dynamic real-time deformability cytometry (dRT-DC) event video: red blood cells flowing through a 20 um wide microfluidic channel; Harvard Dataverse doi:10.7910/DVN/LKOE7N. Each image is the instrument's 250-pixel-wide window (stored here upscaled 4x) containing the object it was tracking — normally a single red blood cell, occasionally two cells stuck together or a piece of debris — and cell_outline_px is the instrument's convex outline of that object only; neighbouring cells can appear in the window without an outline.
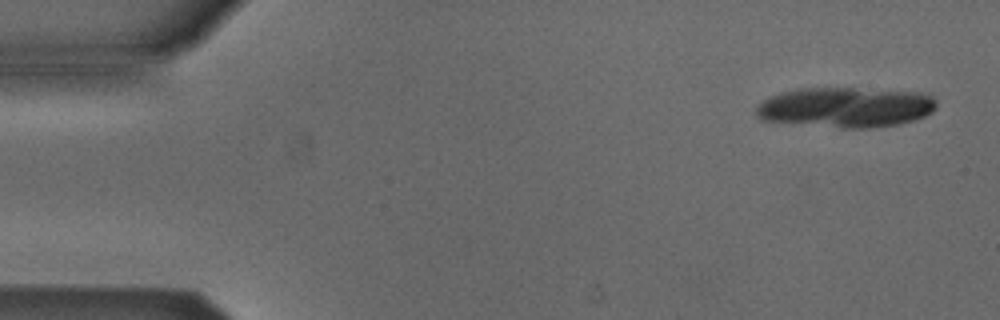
{"species": "Egyptian fruit bat (a non-hibernating species)", "species_latin": "Rousettus aegyptiacus", "temperature_condition": "cold", "stored_images_in_passage": 5, "camera_frame_rate_fps": 3000, "um_per_image_px": 0.085, "animal": {"sex": "male"}, "frame": {"image": 1, "passage_image": 1, "time_ms": 0.0, "image_size_px": [1000, 320], "cell_outline_px": [[936, 108], [932, 112], [916, 120], [900, 124], [868, 128], [840, 128], [760, 120], [756, 116], [756, 104], [768, 96], [796, 88], [852, 88], [920, 92], [932, 96], [936, 100]], "centroid_in_image_um": [71.85, 9.12], "position_along_channel_um": 13.2, "area_um2": 42.71}}